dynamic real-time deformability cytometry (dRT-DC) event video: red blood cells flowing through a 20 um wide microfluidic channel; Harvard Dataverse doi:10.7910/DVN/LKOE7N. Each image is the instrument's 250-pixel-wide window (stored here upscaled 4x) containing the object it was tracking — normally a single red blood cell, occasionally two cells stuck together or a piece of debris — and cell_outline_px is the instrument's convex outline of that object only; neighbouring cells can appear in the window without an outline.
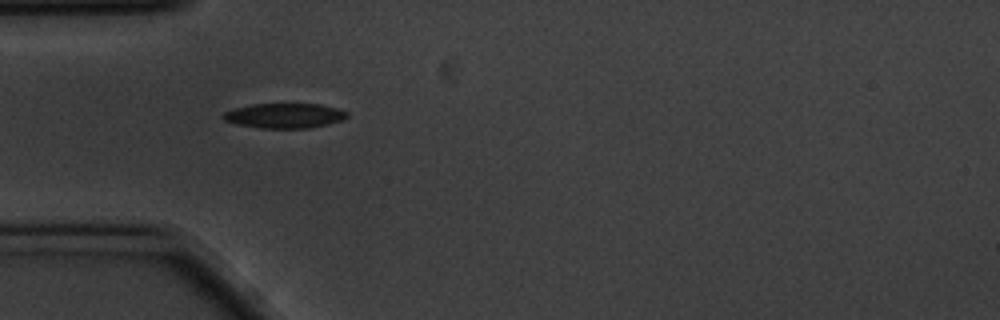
{"species": "common noctule bat (a hibernating species)", "species_latin": "Nyctalus noctula", "temperature_condition": "cold", "stored_images_in_passage": 41, "camera_frame_rate_fps": 3000, "um_per_image_px": 0.085, "animal": {"sex": "male", "body_mass_g": 20.1, "forearm_length_mm": 53.5}, "frame": {"image": 1, "passage_image": 1, "time_ms": 0.0, "image_size_px": [1000, 320], "cell_outline_px": [[348, 116], [344, 120], [328, 124], [308, 128], [260, 128], [236, 124], [224, 120], [220, 116], [224, 112], [236, 108], [256, 104], [320, 104], [336, 108], [348, 112]], "centroid_in_image_um": [24.2, 9.84], "position_along_channel_um": 60.8, "area_um2": 17.92}}
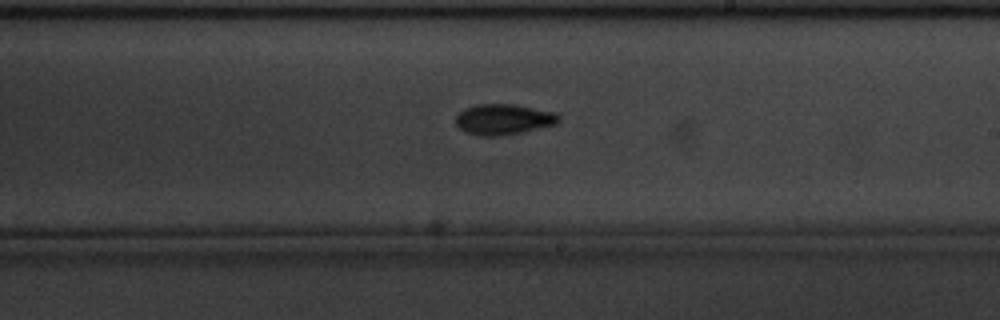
{"frame": {"image": 2, "passage_image": 17, "time_ms": 5.333, "image_size_px": [1000, 320], "cell_outline_px": [[560, 120], [556, 124], [520, 132], [496, 136], [480, 136], [464, 132], [456, 124], [456, 116], [464, 108], [476, 104], [516, 104], [556, 112], [560, 116]], "centroid_in_image_um": [42.79, 10.13], "position_along_channel_um": 246.2, "area_um2": 18.44}}
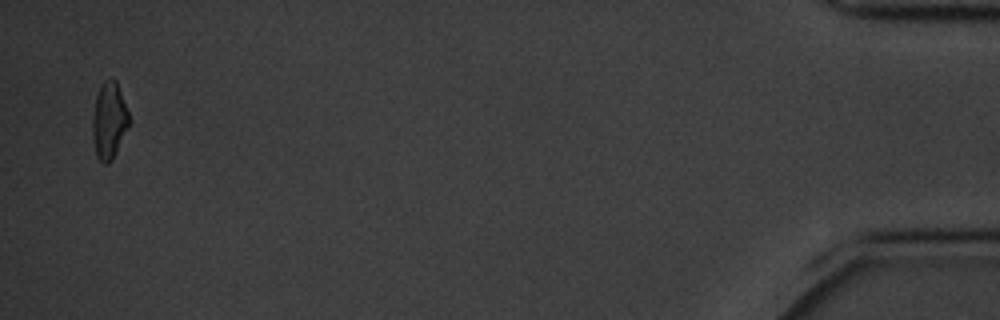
{"frame": {"image": 3, "passage_image": 40, "time_ms": 13.0, "image_size_px": [1000, 320], "cell_outline_px": [[128, 128], [112, 160], [108, 164], [104, 164], [96, 156], [92, 136], [92, 116], [96, 96], [100, 84], [108, 76], [112, 76], [116, 80], [128, 112]], "centroid_in_image_um": [9.25, 10.22], "position_along_channel_um": 426.0, "area_um2": 16.47}, "authors_computed_cell_mechanics": {"area_um2": 17.2244, "velocity_mm_per_s": 3.4912, "shape_relaxation_time_tau1_ms": 2.8696, "shape_relaxation_time_tau2_ms": 6.1956, "deformation_change_tau1": 0.1133, "deformation_change_tau2": 0.1334}}